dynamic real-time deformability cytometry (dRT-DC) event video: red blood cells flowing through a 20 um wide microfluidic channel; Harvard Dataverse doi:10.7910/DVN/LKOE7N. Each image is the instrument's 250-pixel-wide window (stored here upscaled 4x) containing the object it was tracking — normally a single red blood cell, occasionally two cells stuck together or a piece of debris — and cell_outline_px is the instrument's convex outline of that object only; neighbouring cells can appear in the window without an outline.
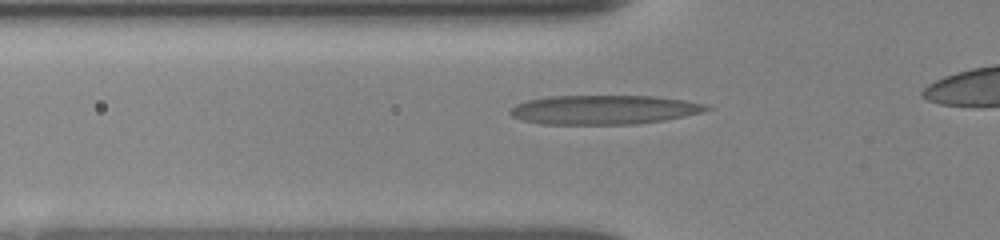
{"species": "human", "species_latin": "Homo sapiens", "temperature_condition": "room temperature", "stored_images_in_passage": 25, "camera_frame_rate_fps": 3000, "um_per_image_px": 0.085, "donor": {"sex": "female"}, "frame": {"image": 1, "passage_image": 5, "time_ms": 2.0, "image_size_px": [1000, 240], "cell_outline_px": [[716, 108], [684, 116], [664, 120], [636, 124], [540, 124], [520, 120], [512, 116], [508, 112], [516, 104], [528, 100], [548, 96], [656, 96], [684, 100], [704, 104]], "centroid_in_image_um": [51.32, 9.33], "position_along_channel_um": 74.5, "area_um2": 33.47}}
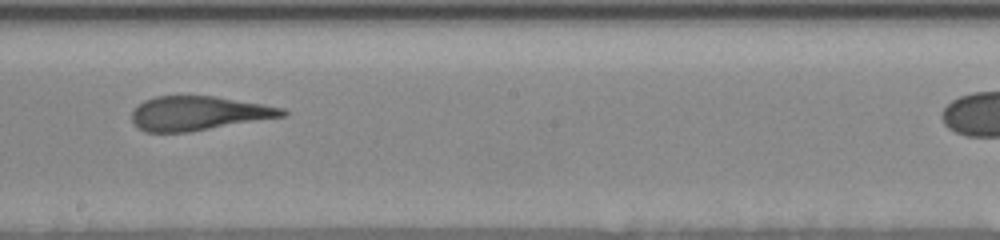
{"frame": {"image": 2, "passage_image": 12, "time_ms": 6.0, "image_size_px": [1000, 240], "cell_outline_px": [[288, 116], [188, 132], [144, 132], [132, 120], [132, 108], [144, 100], [156, 96], [212, 96], [284, 108], [288, 112]], "centroid_in_image_um": [16.87, 9.63], "position_along_channel_um": 231.3, "area_um2": 29.88}}
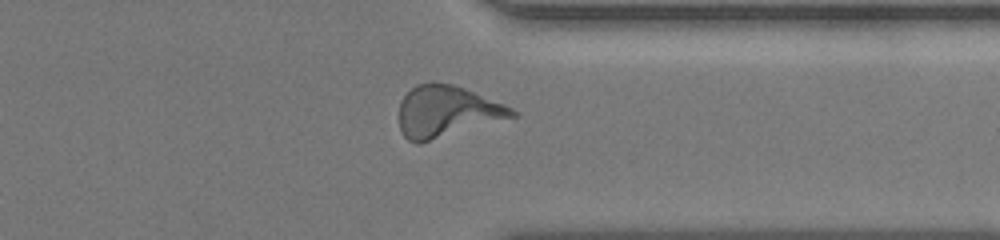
{"frame": {"image": 3, "passage_image": 20, "time_ms": 9.667, "image_size_px": [1000, 240], "cell_outline_px": [[516, 116], [420, 144], [416, 144], [408, 140], [404, 136], [400, 128], [400, 100], [416, 84], [432, 80], [452, 84], [464, 88], [504, 104], [512, 108], [516, 112]], "centroid_in_image_um": [37.94, 9.47], "position_along_channel_um": 373.5, "area_um2": 33.87}, "authors_computed_cell_mechanics": {"area_um2": 31.0964, "velocity_mm_per_s": 3.9, "shape_relaxation_time_tau1_ms": 4.7244, "shape_relaxation_time_tau2_ms": 1.1455, "deformation_change_tau1": 0.1997, "deformation_change_tau2": 0.1062}}